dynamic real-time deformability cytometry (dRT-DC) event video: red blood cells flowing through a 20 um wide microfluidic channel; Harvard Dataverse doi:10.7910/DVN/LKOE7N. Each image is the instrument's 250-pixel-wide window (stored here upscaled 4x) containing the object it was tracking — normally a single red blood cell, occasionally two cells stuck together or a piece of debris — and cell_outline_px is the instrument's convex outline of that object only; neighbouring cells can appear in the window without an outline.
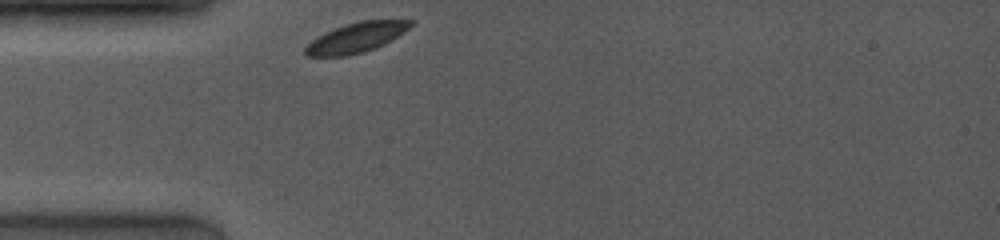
{"species": "common noctule bat (a hibernating species)", "species_latin": "Nyctalus noctula", "temperature_condition": "room temperature", "stored_images_in_passage": 29, "camera_frame_rate_fps": 4000, "um_per_image_px": 0.085, "animal": {"sex": "female", "body_mass_g": 19.0, "forearm_length_mm": 53.3}, "frame": {"image": 1, "passage_image": 1, "time_ms": 0.0, "image_size_px": [1000, 240], "cell_outline_px": [[416, 20], [404, 32], [392, 40], [384, 44], [364, 52], [348, 56], [304, 56], [304, 48], [312, 40], [324, 32], [360, 20]], "centroid_in_image_um": [30.28, 3.2], "position_along_channel_um": 54.7, "area_um2": 18.26}}
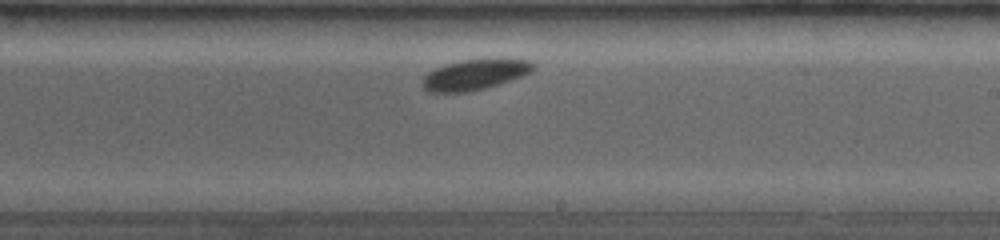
{"frame": {"image": 2, "passage_image": 17, "time_ms": 5.25, "image_size_px": [1000, 240], "cell_outline_px": [[536, 64], [532, 72], [500, 84], [468, 92], [428, 92], [420, 84], [420, 80], [428, 72], [444, 64], [460, 60], [500, 56], [504, 56], [528, 60]], "centroid_in_image_um": [40.4, 6.29], "position_along_channel_um": 248.6, "area_um2": 20.58}}
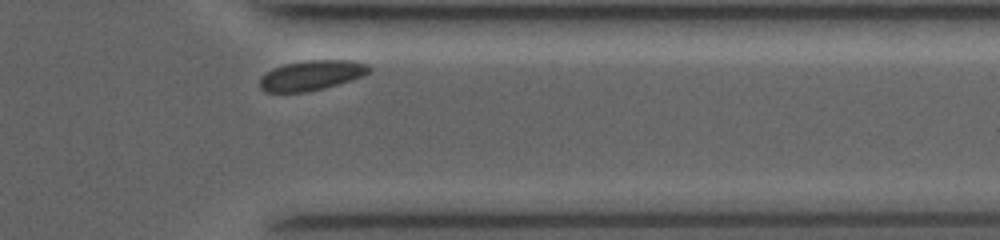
{"frame": {"image": 3, "passage_image": 27, "time_ms": 8.75, "image_size_px": [1000, 240], "cell_outline_px": [[372, 68], [364, 76], [352, 80], [324, 88], [304, 92], [264, 92], [260, 88], [260, 76], [272, 68], [284, 64], [308, 60], [352, 60], [368, 64]], "centroid_in_image_um": [26.47, 6.4], "position_along_channel_um": 384.9, "area_um2": 19.25}, "authors_computed_cell_mechanics": {"area_um2": 19.5942, "velocity_mm_per_s": 3.836, "shape_relaxation_time_tau1_ms": 0.3355, "shape_relaxation_time_tau2_ms": null, "deformation_change_tau1": 0.0362, "deformation_change_tau2": null}}